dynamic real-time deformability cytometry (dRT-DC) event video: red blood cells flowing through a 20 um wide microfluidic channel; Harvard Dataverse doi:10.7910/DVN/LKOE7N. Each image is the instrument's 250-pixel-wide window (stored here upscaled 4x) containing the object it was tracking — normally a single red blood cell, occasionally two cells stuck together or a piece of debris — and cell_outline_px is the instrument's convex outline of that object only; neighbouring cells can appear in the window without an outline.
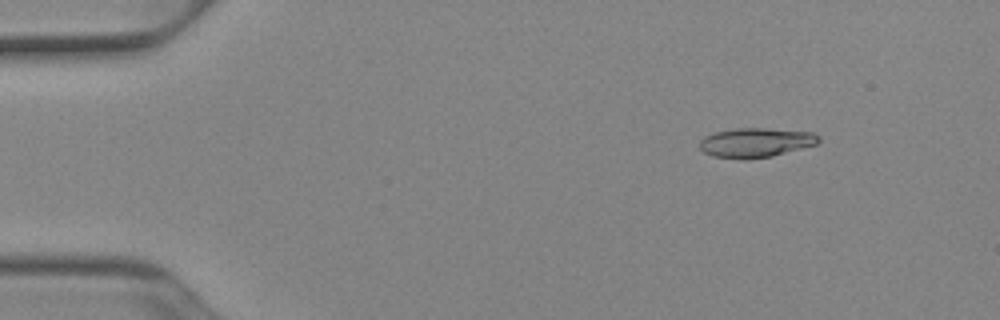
{"species": "Egyptian fruit bat (a non-hibernating species)", "species_latin": "Rousettus aegyptiacus", "temperature_condition": "cold", "stored_images_in_passage": 52, "camera_frame_rate_fps": 3000, "um_per_image_px": 0.085, "animal": {"sex": "female"}, "frame": {"image": 1, "passage_image": 7, "time_ms": 2.0, "image_size_px": [1000, 320], "cell_outline_px": [[820, 140], [816, 144], [772, 156], [712, 156], [704, 152], [700, 148], [700, 140], [704, 136], [716, 132], [736, 128], [764, 128], [812, 132], [820, 136]], "centroid_in_image_um": [64.27, 12.07], "position_along_channel_um": 20.7, "area_um2": 19.54}}
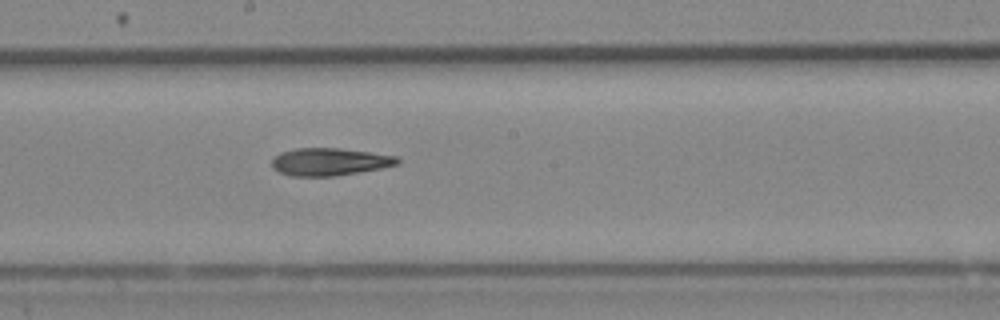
{"frame": {"image": 2, "passage_image": 29, "time_ms": 9.333, "image_size_px": [1000, 320], "cell_outline_px": [[400, 164], [360, 172], [336, 176], [292, 176], [280, 172], [272, 168], [272, 160], [280, 152], [296, 148], [340, 148], [400, 156]], "centroid_in_image_um": [28.05, 13.75], "position_along_channel_um": 220.1, "area_um2": 20.29}}
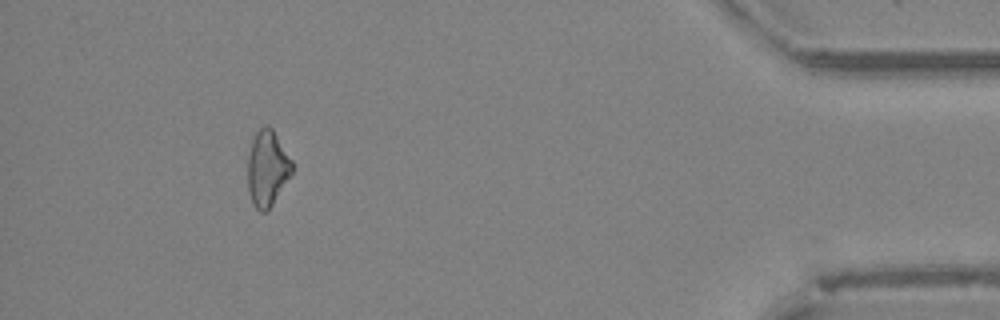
{"frame": {"image": 3, "passage_image": 48, "time_ms": 15.667, "image_size_px": [1000, 320], "cell_outline_px": [[292, 172], [268, 212], [260, 212], [252, 204], [248, 192], [248, 156], [252, 140], [256, 132], [260, 128], [268, 124], [272, 128], [292, 160]], "centroid_in_image_um": [22.7, 14.33], "position_along_channel_um": 412.5, "area_um2": 19.59}}